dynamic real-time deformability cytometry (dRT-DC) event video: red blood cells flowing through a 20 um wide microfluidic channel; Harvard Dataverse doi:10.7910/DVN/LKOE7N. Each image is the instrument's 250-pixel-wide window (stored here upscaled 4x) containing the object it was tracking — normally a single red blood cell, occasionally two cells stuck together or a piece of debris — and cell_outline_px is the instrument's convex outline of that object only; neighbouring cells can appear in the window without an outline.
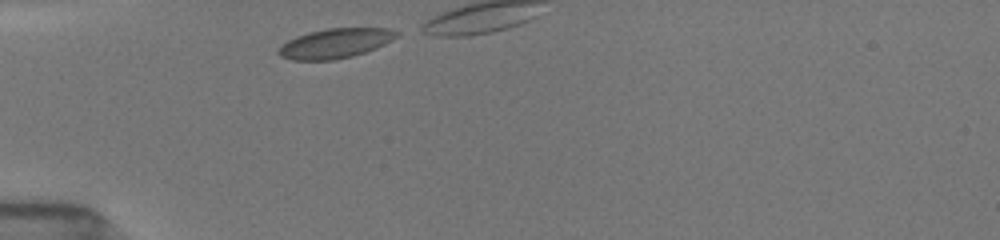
{"species": "common noctule bat (a hibernating species)", "species_latin": "Nyctalus noctula", "temperature_condition": "room temperature", "stored_images_in_passage": 8, "camera_frame_rate_fps": 3000, "um_per_image_px": 0.085, "animal": {"sex": "female", "body_mass_g": 19.5, "forearm_length_mm": 54.1}, "frame": {"image": 1, "passage_image": 1, "time_ms": 0.0, "image_size_px": [1000, 240], "cell_outline_px": [[400, 36], [376, 48], [352, 56], [332, 60], [292, 60], [280, 56], [276, 52], [288, 40], [296, 36], [308, 32], [328, 28], [388, 28], [400, 32]], "centroid_in_image_um": [28.52, 3.67], "position_along_channel_um": 56.5, "area_um2": 20.4}}
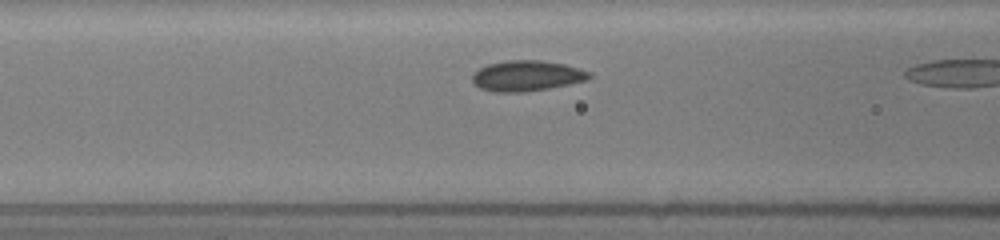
{"frame": {"image": 2, "passage_image": 7, "time_ms": 2.0, "image_size_px": [1000, 240], "cell_outline_px": [[592, 76], [588, 80], [548, 88], [524, 92], [492, 92], [480, 88], [472, 80], [472, 76], [480, 68], [488, 64], [504, 60], [540, 60], [564, 64], [588, 72]], "centroid_in_image_um": [44.75, 6.44], "position_along_channel_um": 121.8, "area_um2": 20.63}}